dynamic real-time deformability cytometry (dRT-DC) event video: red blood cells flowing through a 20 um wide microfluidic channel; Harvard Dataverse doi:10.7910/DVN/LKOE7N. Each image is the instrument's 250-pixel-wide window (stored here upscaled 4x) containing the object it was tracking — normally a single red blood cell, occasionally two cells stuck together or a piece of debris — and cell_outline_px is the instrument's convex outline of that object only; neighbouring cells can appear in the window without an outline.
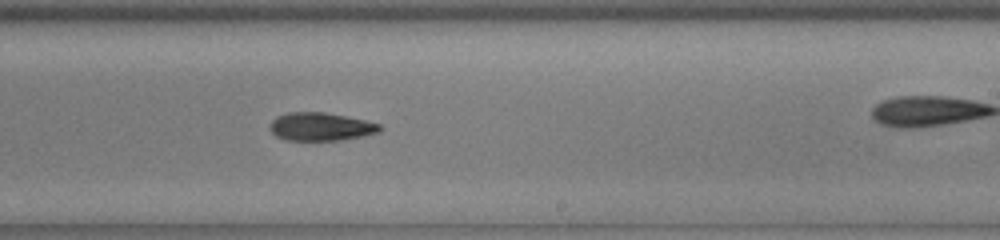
{"species": "common noctule bat (a hibernating species)", "species_latin": "Nyctalus noctula", "temperature_condition": "cold", "stored_images_in_passage": 36, "camera_frame_rate_fps": 3000, "um_per_image_px": 0.085, "animal": {"sex": "male", "body_mass_g": 13.0, "forearm_length_mm": 53.1}, "frame": {"image": 1, "passage_image": 26, "time_ms": 8.333, "image_size_px": [1000, 240], "cell_outline_px": [[384, 128], [380, 132], [364, 136], [340, 140], [284, 140], [276, 136], [268, 128], [272, 120], [276, 116], [288, 112], [324, 112], [364, 120], [380, 124]], "centroid_in_image_um": [27.26, 10.77], "position_along_channel_um": 261.7, "area_um2": 18.15}}
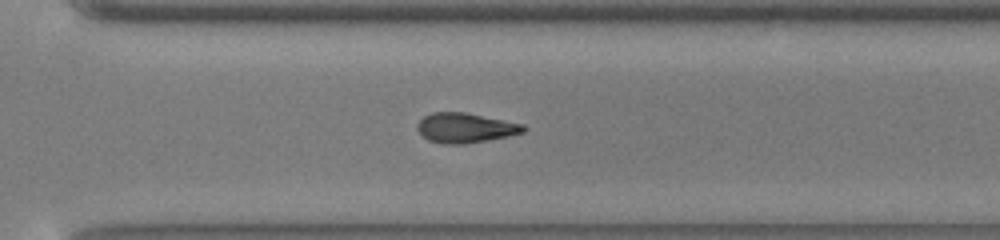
{"frame": {"image": 2, "passage_image": 31, "time_ms": 10.0, "image_size_px": [1000, 240], "cell_outline_px": [[528, 128], [524, 132], [508, 136], [488, 140], [464, 144], [444, 144], [428, 140], [416, 128], [416, 124], [424, 116], [432, 112], [464, 112], [524, 124]], "centroid_in_image_um": [39.56, 10.87], "position_along_channel_um": 331.0, "area_um2": 18.44}}